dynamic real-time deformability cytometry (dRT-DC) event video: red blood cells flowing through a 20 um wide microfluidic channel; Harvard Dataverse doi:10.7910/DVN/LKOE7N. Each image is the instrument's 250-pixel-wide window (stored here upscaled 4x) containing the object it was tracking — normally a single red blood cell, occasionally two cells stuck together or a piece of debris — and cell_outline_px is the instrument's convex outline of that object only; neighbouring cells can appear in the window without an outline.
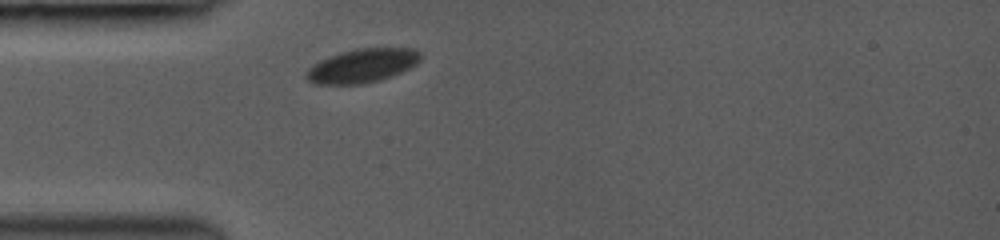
{"species": "common noctule bat (a hibernating species)", "species_latin": "Nyctalus noctula", "temperature_condition": "room temperature", "stored_images_in_passage": 31, "camera_frame_rate_fps": 3000, "um_per_image_px": 0.085, "animal": {"sex": "female", "body_mass_g": 19.0, "forearm_length_mm": 53.3}, "frame": {"image": 1, "passage_image": 1, "time_ms": 0.0, "image_size_px": [1000, 240], "cell_outline_px": [[420, 60], [416, 64], [392, 76], [380, 80], [360, 84], [312, 84], [304, 76], [304, 72], [308, 68], [320, 60], [328, 56], [340, 52], [356, 48], [412, 48], [420, 52]], "centroid_in_image_um": [30.74, 5.58], "position_along_channel_um": 54.3, "area_um2": 22.6}}
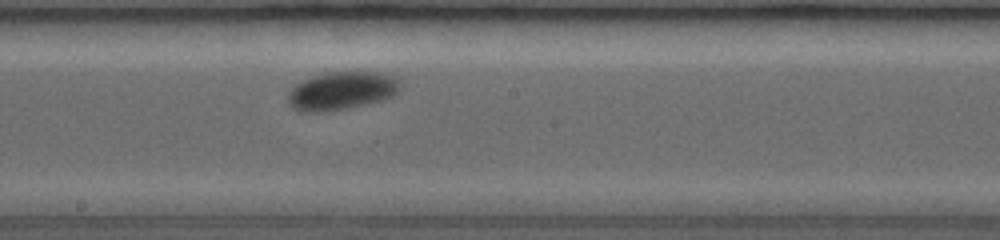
{"frame": {"image": 2, "passage_image": 13, "time_ms": 4.333, "image_size_px": [1000, 240], "cell_outline_px": [[400, 88], [392, 96], [384, 100], [324, 112], [300, 112], [292, 108], [288, 104], [288, 92], [296, 84], [312, 76], [332, 72], [384, 72], [400, 80]], "centroid_in_image_um": [29.03, 7.72], "position_along_channel_um": 219.2, "area_um2": 24.91}}
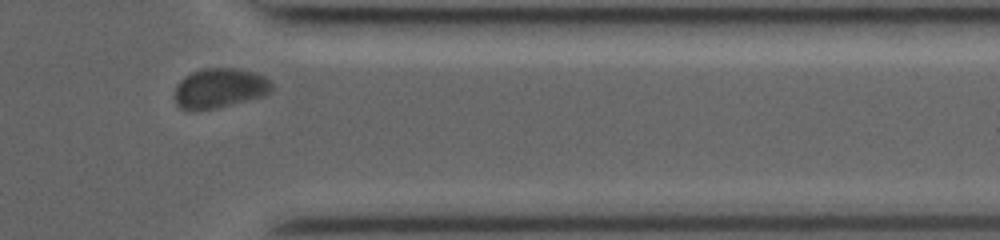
{"frame": {"image": 3, "passage_image": 28, "time_ms": 8.667, "image_size_px": [1000, 240], "cell_outline_px": [[276, 88], [272, 92], [264, 96], [216, 108], [180, 108], [176, 104], [176, 84], [184, 76], [192, 72], [204, 68], [236, 68], [252, 72], [264, 76], [272, 80]], "centroid_in_image_um": [18.76, 7.46], "position_along_channel_um": 392.6, "area_um2": 22.43}, "authors_computed_cell_mechanics": {"area_um2": 23.987, "velocity_mm_per_s": 3.9721, "shape_relaxation_time_tau1_ms": 2.8698, "shape_relaxation_time_tau2_ms": null, "deformation_change_tau1": 0.0427, "deformation_change_tau2": null}}